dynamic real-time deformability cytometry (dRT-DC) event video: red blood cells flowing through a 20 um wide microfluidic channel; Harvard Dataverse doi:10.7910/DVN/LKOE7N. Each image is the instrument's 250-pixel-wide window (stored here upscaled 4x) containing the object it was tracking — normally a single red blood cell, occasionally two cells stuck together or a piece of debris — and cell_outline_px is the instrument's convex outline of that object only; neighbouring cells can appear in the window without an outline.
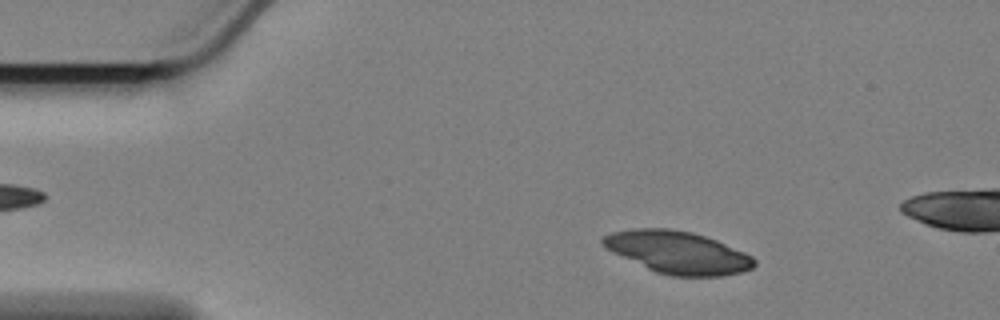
{"species": "Egyptian fruit bat (a non-hibernating species)", "species_latin": "Rousettus aegyptiacus", "temperature_condition": "cold", "stored_images_in_passage": 58, "camera_frame_rate_fps": 3000, "um_per_image_px": 0.085, "animal": {"sex": "female"}, "frame": {"image": 1, "passage_image": 8, "time_ms": 2.333, "image_size_px": [1000, 320], "cell_outline_px": [[756, 264], [752, 268], [740, 272], [720, 276], [672, 276], [656, 272], [612, 252], [604, 248], [600, 244], [600, 240], [604, 236], [612, 232], [632, 228], [668, 228], [692, 232], [716, 240], [744, 252], [752, 256], [756, 260]], "centroid_in_image_um": [57.58, 21.44], "position_along_channel_um": 27.4, "area_um2": 37.28}}